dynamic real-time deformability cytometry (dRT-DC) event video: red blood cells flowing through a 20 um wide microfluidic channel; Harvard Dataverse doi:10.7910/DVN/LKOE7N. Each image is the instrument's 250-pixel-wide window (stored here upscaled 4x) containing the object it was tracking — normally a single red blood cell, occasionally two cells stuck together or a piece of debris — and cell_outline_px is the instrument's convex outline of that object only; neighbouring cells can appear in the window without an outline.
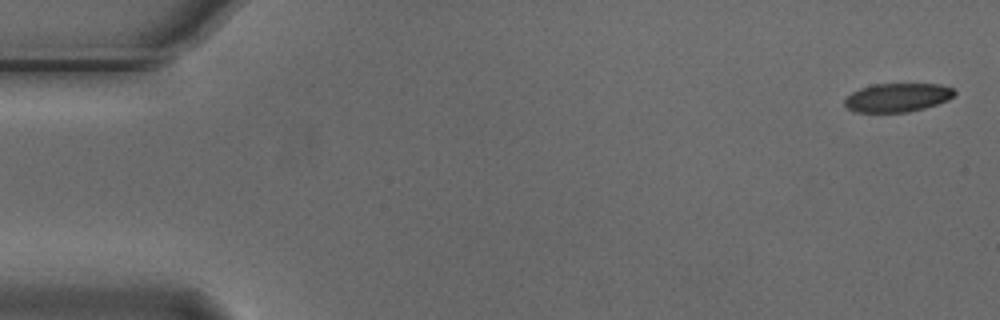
{"species": "Egyptian fruit bat (a non-hibernating species)", "species_latin": "Rousettus aegyptiacus", "temperature_condition": "cold", "stored_images_in_passage": 2, "camera_frame_rate_fps": 3000, "um_per_image_px": 0.085, "animal": {"sex": "male"}, "frame": {"image": 1, "passage_image": 2, "time_ms": 0.333, "image_size_px": [1000, 320], "cell_outline_px": [[956, 92], [948, 100], [924, 108], [908, 112], [852, 112], [844, 104], [844, 100], [852, 92], [860, 88], [872, 84], [940, 84], [952, 88]], "centroid_in_image_um": [76.26, 8.29], "position_along_channel_um": 8.7, "area_um2": 18.32}}